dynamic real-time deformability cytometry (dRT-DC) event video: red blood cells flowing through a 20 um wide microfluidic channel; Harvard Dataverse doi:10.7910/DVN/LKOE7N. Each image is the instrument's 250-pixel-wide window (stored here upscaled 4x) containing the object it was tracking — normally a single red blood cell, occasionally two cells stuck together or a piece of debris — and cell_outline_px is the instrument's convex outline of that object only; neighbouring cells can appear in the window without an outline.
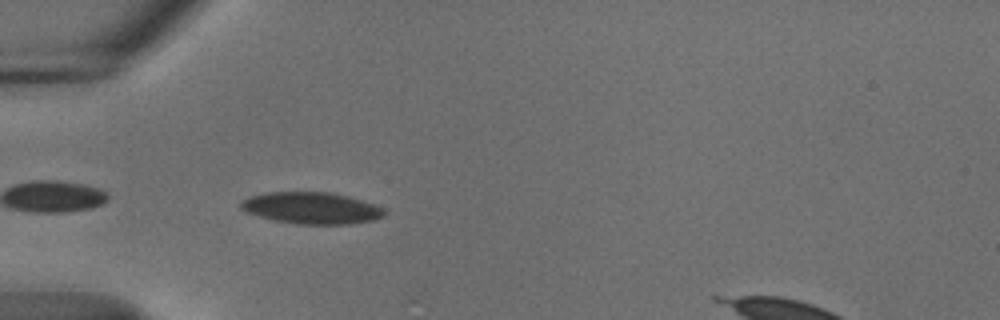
{"species": "common noctule bat (a hibernating species)", "species_latin": "Nyctalus noctula", "temperature_condition": "cold", "stored_images_in_passage": 38, "camera_frame_rate_fps": 3000, "um_per_image_px": 0.085, "animal": {"sex": "male", "body_mass_g": 18.8}, "frame": {"image": 1, "passage_image": 2, "time_ms": 0.333, "image_size_px": [1000, 320], "cell_outline_px": [[384, 216], [372, 220], [348, 224], [300, 224], [276, 220], [260, 216], [248, 212], [240, 208], [240, 200], [248, 196], [264, 192], [332, 192], [348, 196], [384, 208]], "centroid_in_image_um": [26.44, 17.67], "position_along_channel_um": 58.6, "area_um2": 26.3}}
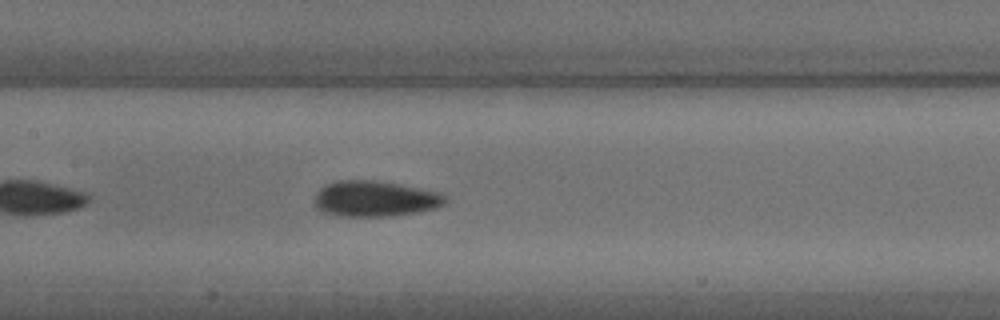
{"frame": {"image": 2, "passage_image": 12, "time_ms": 3.667, "image_size_px": [1000, 320], "cell_outline_px": [[448, 200], [444, 204], [432, 208], [412, 212], [388, 216], [336, 216], [324, 212], [316, 208], [312, 200], [316, 192], [324, 184], [336, 180], [376, 180], [400, 184], [444, 192], [448, 196]], "centroid_in_image_um": [31.84, 16.87], "position_along_channel_um": 175.6, "area_um2": 27.63}}
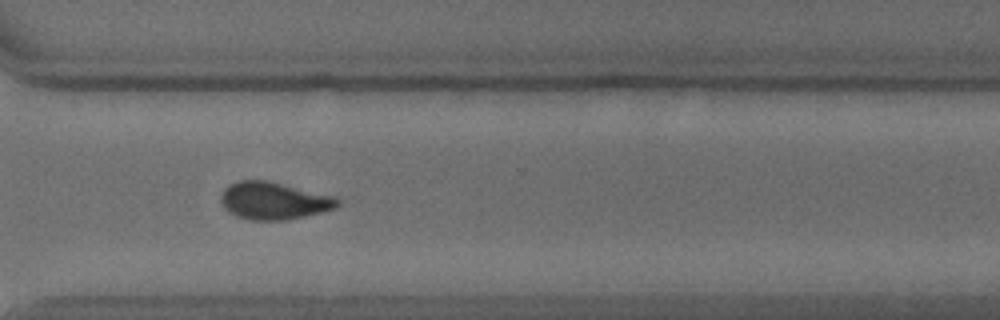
{"frame": {"image": 3, "passage_image": 26, "time_ms": 8.333, "image_size_px": [1000, 320], "cell_outline_px": [[340, 204], [336, 208], [288, 220], [252, 220], [236, 216], [228, 212], [224, 208], [220, 200], [220, 196], [224, 188], [228, 184], [236, 180], [268, 180], [332, 196], [340, 200]], "centroid_in_image_um": [23.22, 17.06], "position_along_channel_um": 347.4, "area_um2": 25.49}, "authors_computed_cell_mechanics": {"area_um2": 25.9522, "velocity_mm_per_s": 3.6884, "shape_relaxation_time_tau1_ms": 3.8866, "shape_relaxation_time_tau2_ms": 2.2687, "deformation_change_tau1": 0.1222, "deformation_change_tau2": 0.0511}}